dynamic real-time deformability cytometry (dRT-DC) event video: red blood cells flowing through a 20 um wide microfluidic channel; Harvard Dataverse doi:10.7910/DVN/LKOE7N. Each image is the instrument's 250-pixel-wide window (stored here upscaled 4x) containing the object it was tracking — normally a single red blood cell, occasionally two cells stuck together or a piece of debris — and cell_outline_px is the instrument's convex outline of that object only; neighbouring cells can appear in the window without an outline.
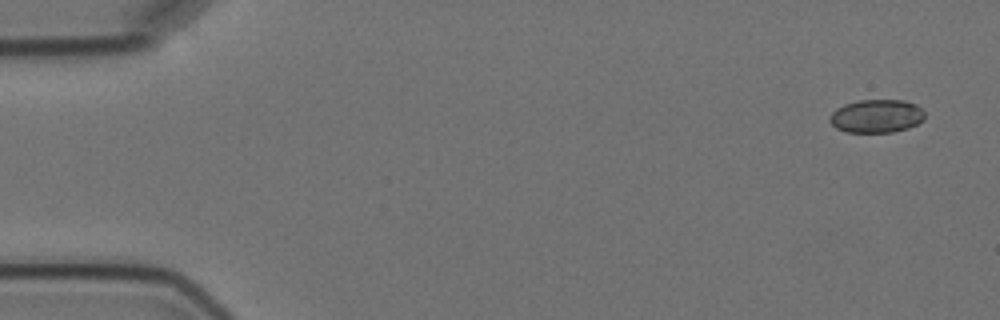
{"species": "Egyptian fruit bat (a non-hibernating species)", "species_latin": "Rousettus aegyptiacus", "temperature_condition": "cold", "stored_images_in_passage": 5, "camera_frame_rate_fps": 3000, "um_per_image_px": 0.085, "animal": {"sex": "female"}, "frame": {"image": 1, "passage_image": 1, "time_ms": 0.0, "image_size_px": [1000, 320], "cell_outline_px": [[924, 120], [908, 128], [892, 132], [844, 132], [836, 128], [828, 120], [828, 116], [836, 108], [844, 104], [860, 100], [904, 100], [916, 104], [924, 112]], "centroid_in_image_um": [74.48, 9.87], "position_along_channel_um": 10.5, "area_um2": 18.55}}
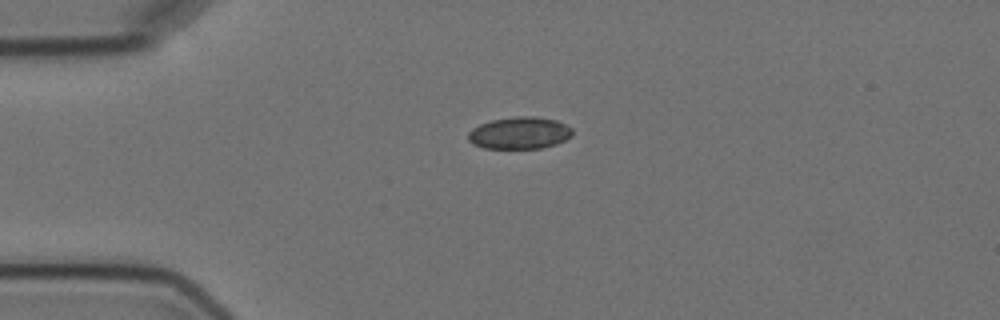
{"frame": {"image": 2, "passage_image": 4, "time_ms": 3.667, "image_size_px": [1000, 320], "cell_outline_px": [[572, 136], [556, 144], [540, 148], [484, 148], [472, 144], [468, 140], [468, 132], [472, 128], [480, 124], [492, 120], [516, 116], [536, 116], [556, 120], [572, 128]], "centroid_in_image_um": [44.15, 11.3], "position_along_channel_um": 40.9, "area_um2": 19.48}}